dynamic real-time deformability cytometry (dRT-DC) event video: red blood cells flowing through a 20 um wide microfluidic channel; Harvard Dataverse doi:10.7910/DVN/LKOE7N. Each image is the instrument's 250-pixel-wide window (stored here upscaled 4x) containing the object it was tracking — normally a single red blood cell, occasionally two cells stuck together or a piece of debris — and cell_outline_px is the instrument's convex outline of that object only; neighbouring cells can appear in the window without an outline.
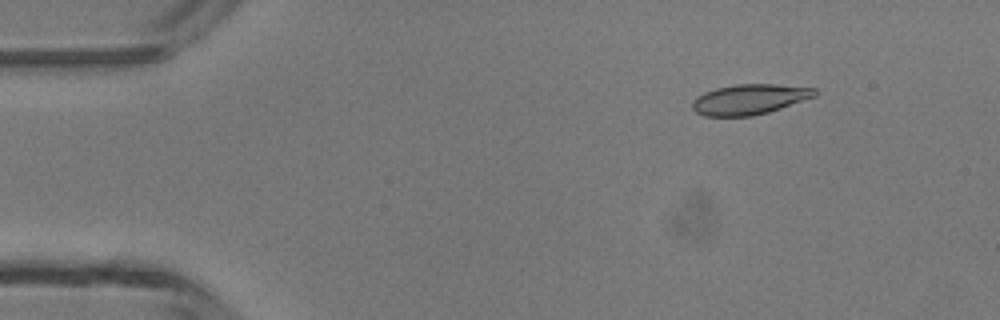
{"species": "common noctule bat (a hibernating species)", "species_latin": "Nyctalus noctula", "temperature_condition": "room temperature", "stored_images_in_passage": 4, "camera_frame_rate_fps": 3000, "um_per_image_px": 0.085, "animal": {"sex": "male", "body_mass_g": 13.3}, "frame": {"image": 1, "passage_image": 2, "time_ms": 1.667, "image_size_px": [1000, 320], "cell_outline_px": [[816, 96], [768, 112], [752, 116], [704, 116], [696, 112], [692, 108], [692, 100], [696, 96], [704, 92], [716, 88], [736, 84], [776, 84], [816, 88]], "centroid_in_image_um": [63.67, 8.44], "position_along_channel_um": 21.3, "area_um2": 21.62}}